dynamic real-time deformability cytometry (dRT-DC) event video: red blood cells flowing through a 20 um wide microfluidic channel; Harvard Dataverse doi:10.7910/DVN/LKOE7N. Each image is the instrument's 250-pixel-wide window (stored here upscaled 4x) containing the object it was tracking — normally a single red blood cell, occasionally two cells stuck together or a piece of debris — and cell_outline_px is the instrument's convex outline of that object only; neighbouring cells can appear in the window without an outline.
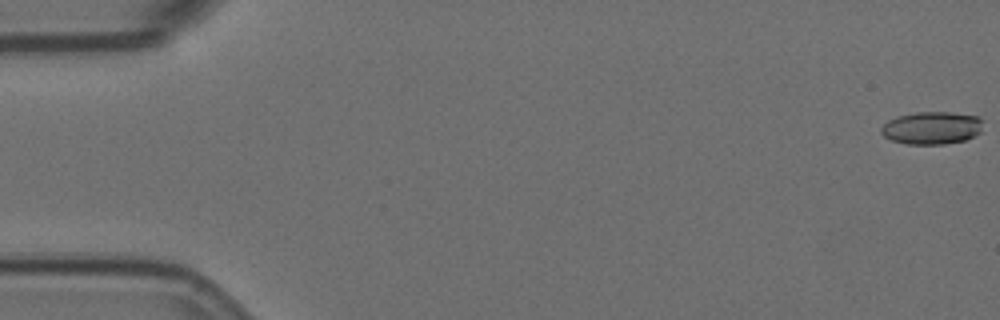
{"species": "Egyptian fruit bat (a non-hibernating species)", "species_latin": "Rousettus aegyptiacus", "temperature_condition": "room temperature", "stored_images_in_passage": 58, "camera_frame_rate_fps": 3000, "um_per_image_px": 0.085, "animal": {"sex": "female"}, "frame": {"image": 1, "passage_image": 1, "time_ms": 0.0, "image_size_px": [1000, 320], "cell_outline_px": [[984, 120], [980, 132], [964, 140], [944, 144], [908, 144], [892, 140], [884, 136], [880, 132], [880, 128], [888, 120], [896, 116], [916, 112], [952, 112], [980, 116]], "centroid_in_image_um": [79.21, 10.85], "position_along_channel_um": 5.8, "area_um2": 19.54}}
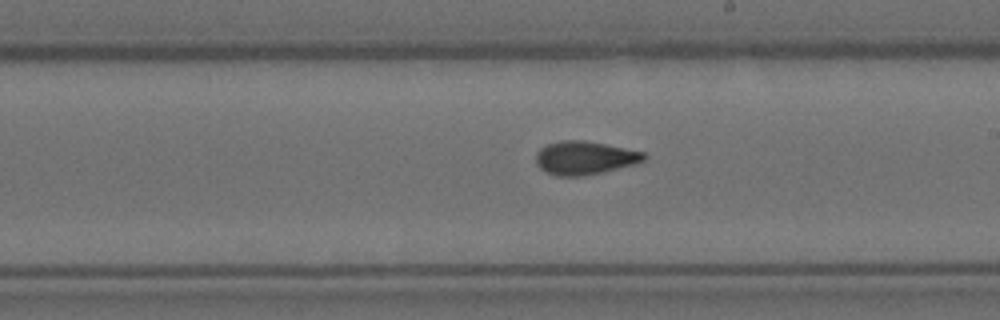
{"frame": {"image": 2, "passage_image": 33, "time_ms": 10.667, "image_size_px": [1000, 320], "cell_outline_px": [[648, 156], [644, 160], [636, 164], [584, 176], [556, 176], [540, 168], [536, 164], [536, 152], [540, 148], [548, 144], [560, 140], [584, 140], [644, 152]], "centroid_in_image_um": [49.69, 13.42], "position_along_channel_um": 239.3, "area_um2": 20.98}}
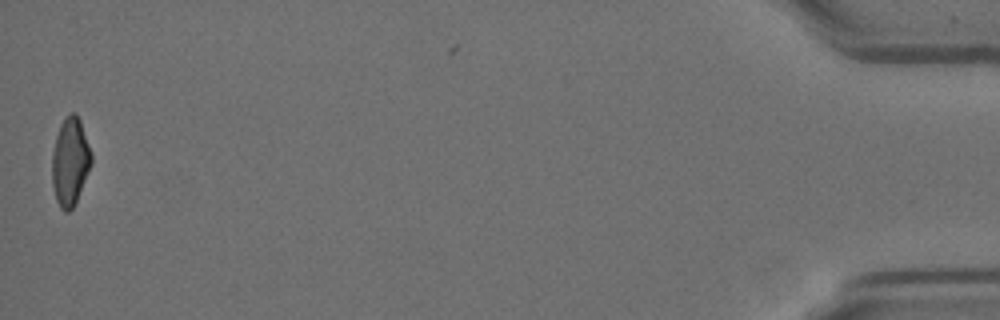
{"frame": {"image": 3, "passage_image": 57, "time_ms": 18.667, "image_size_px": [1000, 320], "cell_outline_px": [[92, 164], [76, 200], [72, 208], [68, 212], [64, 212], [60, 208], [56, 200], [52, 184], [52, 152], [56, 136], [60, 124], [72, 112], [76, 112], [80, 120], [92, 152]], "centroid_in_image_um": [5.96, 13.74], "position_along_channel_um": 429.2, "area_um2": 20.11}, "authors_computed_cell_mechanics": {"area_um2": 20.23, "velocity_mm_per_s": 3.5967, "shape_relaxation_time_tau1_ms": 7.0443, "shape_relaxation_time_tau2_ms": 2.259, "deformation_change_tau1": 0.1809, "deformation_change_tau2": 0.0696}}